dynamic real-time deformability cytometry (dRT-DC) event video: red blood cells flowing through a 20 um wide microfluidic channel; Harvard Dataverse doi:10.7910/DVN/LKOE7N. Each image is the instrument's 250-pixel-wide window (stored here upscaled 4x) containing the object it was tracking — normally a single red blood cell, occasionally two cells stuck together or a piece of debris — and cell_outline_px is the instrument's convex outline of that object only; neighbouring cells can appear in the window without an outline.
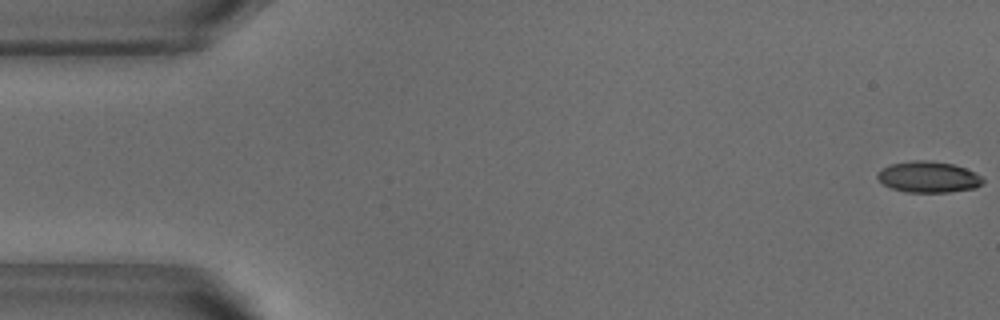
{"species": "common noctule bat (a hibernating species)", "species_latin": "Nyctalus noctula", "temperature_condition": "warm", "stored_images_in_passage": 53, "camera_frame_rate_fps": 3000, "um_per_image_px": 0.085, "animal": {"sex": "male", "body_mass_g": 18.8}, "frame": {"image": 1, "passage_image": 1, "time_ms": 0.0, "image_size_px": [1000, 320], "cell_outline_px": [[984, 184], [976, 188], [948, 192], [908, 192], [892, 188], [884, 184], [876, 176], [876, 172], [880, 168], [888, 164], [912, 160], [928, 160], [952, 164], [964, 168], [980, 176], [984, 180]], "centroid_in_image_um": [78.88, 15.03], "position_along_channel_um": 6.1, "area_um2": 19.19}}
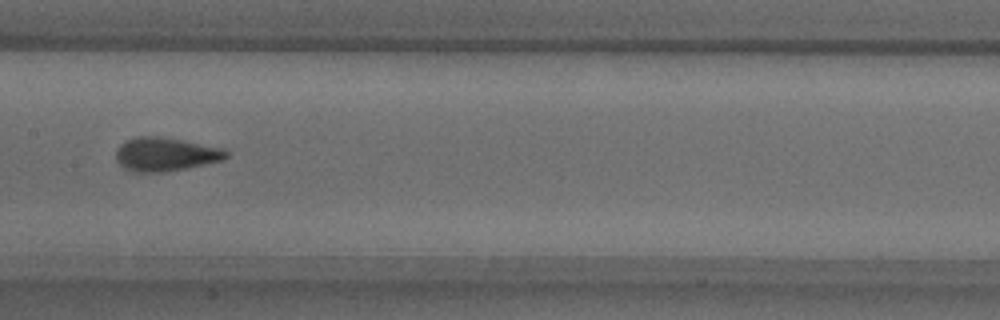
{"frame": {"image": 2, "passage_image": 26, "time_ms": 8.333, "image_size_px": [1000, 320], "cell_outline_px": [[228, 156], [224, 160], [164, 172], [132, 172], [124, 168], [116, 160], [116, 152], [120, 144], [136, 136], [156, 136], [180, 140], [224, 148], [228, 152]], "centroid_in_image_um": [14.05, 13.12], "position_along_channel_um": 193.3, "area_um2": 21.44}}
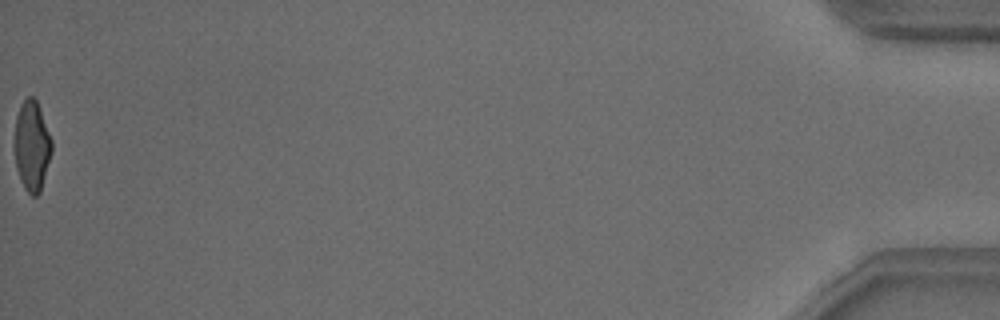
{"frame": {"image": 3, "passage_image": 53, "time_ms": 17.333, "image_size_px": [1000, 320], "cell_outline_px": [[52, 152], [40, 192], [36, 196], [32, 196], [24, 188], [20, 180], [16, 168], [12, 144], [16, 116], [20, 104], [28, 96], [32, 96], [36, 100], [40, 108], [52, 140]], "centroid_in_image_um": [2.67, 12.39], "position_along_channel_um": 432.5, "area_um2": 20.06}, "authors_computed_cell_mechanics": {"area_um2": 20.4034, "velocity_mm_per_s": 3.8252, "shape_relaxation_time_tau1_ms": 4.3936, "shape_relaxation_time_tau2_ms": 0.9463, "deformation_change_tau1": 0.1671, "deformation_change_tau2": 0.0746}}